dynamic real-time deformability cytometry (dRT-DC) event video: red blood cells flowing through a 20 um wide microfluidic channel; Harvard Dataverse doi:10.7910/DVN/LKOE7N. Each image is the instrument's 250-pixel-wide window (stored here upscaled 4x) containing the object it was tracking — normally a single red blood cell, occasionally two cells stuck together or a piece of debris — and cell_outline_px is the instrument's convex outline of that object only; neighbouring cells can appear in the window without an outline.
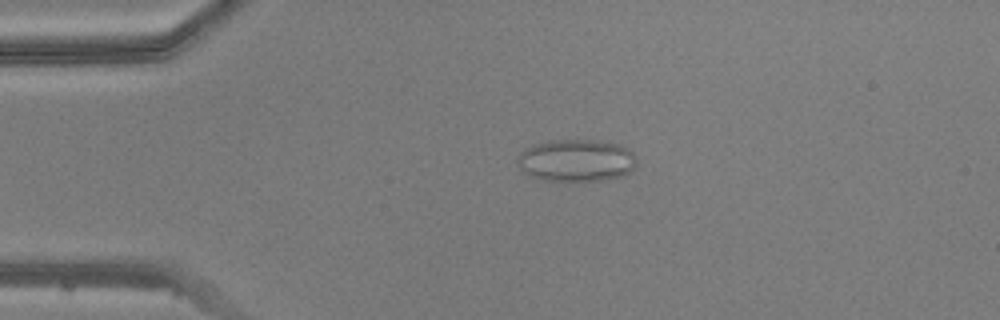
{"species": "common noctule bat (a hibernating species)", "species_latin": "Nyctalus noctula", "temperature_condition": "warm", "stored_images_in_passage": 49, "camera_frame_rate_fps": 3000, "um_per_image_px": 0.085, "animal": {"sex": "male", "body_mass_g": 20.5, "forearm_length_mm": 52.5}, "frame": {"image": 1, "passage_image": 11, "time_ms": 3.333, "image_size_px": [1000, 320], "cell_outline_px": [[636, 164], [624, 176], [604, 180], [544, 180], [532, 176], [524, 172], [520, 168], [516, 160], [520, 152], [524, 148], [532, 144], [552, 140], [592, 140], [620, 144], [628, 148], [632, 152], [636, 160]], "centroid_in_image_um": [48.97, 13.62], "position_along_channel_um": 36.0, "area_um2": 29.36}}
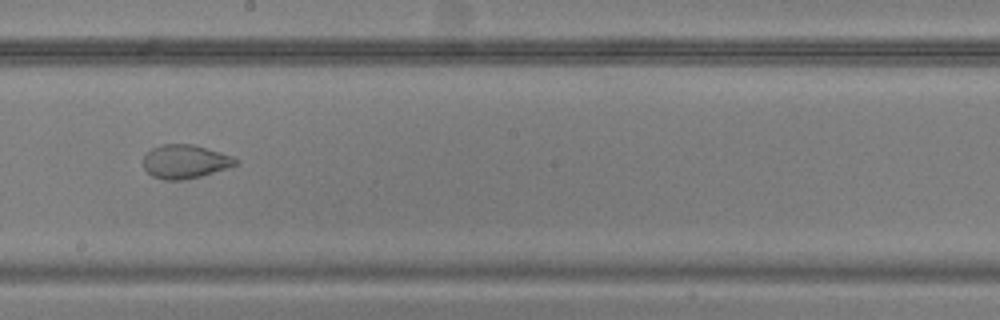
{"frame": {"image": 2, "passage_image": 28, "time_ms": 9.0, "image_size_px": [1000, 320], "cell_outline_px": [[240, 160], [236, 164], [228, 168], [200, 176], [180, 180], [164, 180], [152, 176], [144, 168], [144, 156], [152, 148], [160, 144], [192, 144], [220, 152], [232, 156]], "centroid_in_image_um": [15.73, 13.73], "position_along_channel_um": 232.5, "area_um2": 18.03}}
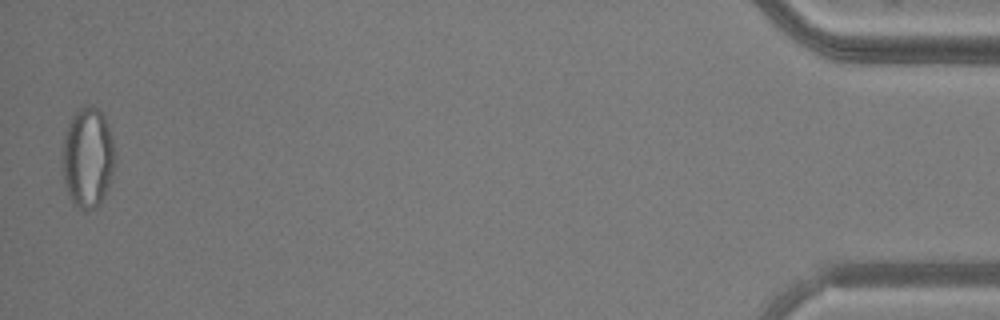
{"frame": {"image": 3, "passage_image": 49, "time_ms": 16.0, "image_size_px": [1000, 320], "cell_outline_px": [[116, 164], [112, 176], [100, 200], [92, 208], [84, 212], [68, 196], [64, 180], [64, 136], [68, 124], [72, 116], [80, 108], [88, 104], [96, 108], [104, 116], [108, 124], [112, 140], [116, 160]], "centroid_in_image_um": [7.48, 13.36], "position_along_channel_um": 427.7, "area_um2": 30.11}}